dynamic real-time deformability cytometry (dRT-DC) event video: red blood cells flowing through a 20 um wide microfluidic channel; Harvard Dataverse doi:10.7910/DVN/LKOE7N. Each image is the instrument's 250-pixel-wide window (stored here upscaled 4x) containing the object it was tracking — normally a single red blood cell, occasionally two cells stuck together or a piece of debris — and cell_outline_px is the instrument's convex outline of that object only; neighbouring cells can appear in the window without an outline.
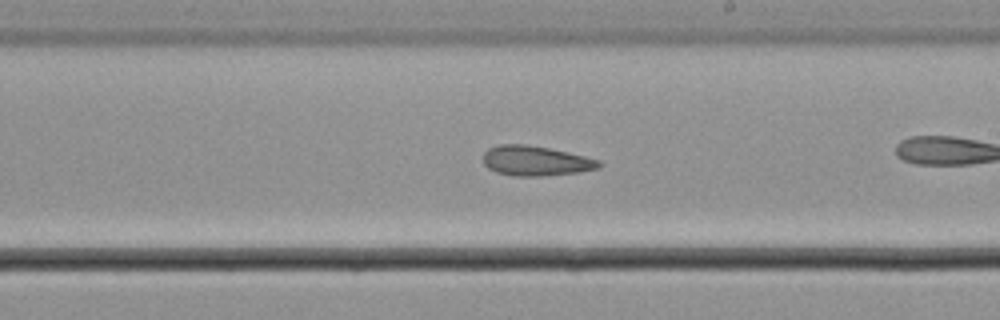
{"species": "common noctule bat (a hibernating species)", "species_latin": "Nyctalus noctula", "temperature_condition": "cold", "stored_images_in_passage": 38, "camera_frame_rate_fps": 3000, "um_per_image_px": 0.085, "animal": {"sex": "male", "body_mass_g": 21.5, "forearm_length_mm": 52.0}, "frame": {"image": 1, "passage_image": 17, "time_ms": 5.333, "image_size_px": [1000, 320], "cell_outline_px": [[604, 164], [600, 168], [580, 172], [540, 176], [512, 176], [496, 172], [488, 168], [484, 164], [484, 152], [488, 148], [500, 144], [524, 144], [548, 148], [568, 152], [600, 160]], "centroid_in_image_um": [45.55, 13.68], "position_along_channel_um": 243.4, "area_um2": 20.29}, "authors_computed_cell_mechanics": {"area_um2": 20.0855, "velocity_mm_per_s": 3.6696, "shape_relaxation_time_tau1_ms": null, "shape_relaxation_time_tau2_ms": 3.7702, "deformation_change_tau1": null, "deformation_change_tau2": 0.0825}}